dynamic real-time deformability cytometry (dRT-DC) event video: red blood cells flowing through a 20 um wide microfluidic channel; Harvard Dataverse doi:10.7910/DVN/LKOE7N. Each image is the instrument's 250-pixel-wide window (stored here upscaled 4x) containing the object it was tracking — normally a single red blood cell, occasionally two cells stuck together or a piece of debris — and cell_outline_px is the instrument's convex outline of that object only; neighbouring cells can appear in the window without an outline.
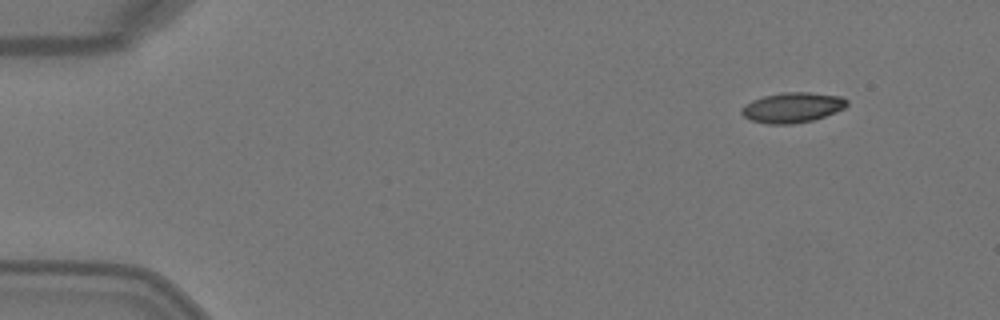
{"species": "Egyptian fruit bat (a non-hibernating species)", "species_latin": "Rousettus aegyptiacus", "temperature_condition": "warm", "stored_images_in_passage": 3, "camera_frame_rate_fps": 3000, "um_per_image_px": 0.085, "animal": {"sex": "female"}, "frame": {"image": 1, "passage_image": 1, "time_ms": 0.0, "image_size_px": [1000, 320], "cell_outline_px": [[848, 104], [844, 108], [824, 116], [812, 120], [792, 124], [768, 124], [748, 120], [740, 112], [740, 108], [752, 100], [764, 96], [784, 92], [808, 92], [840, 96], [848, 100]], "centroid_in_image_um": [67.32, 9.14], "position_along_channel_um": 17.7, "area_um2": 18.5}}
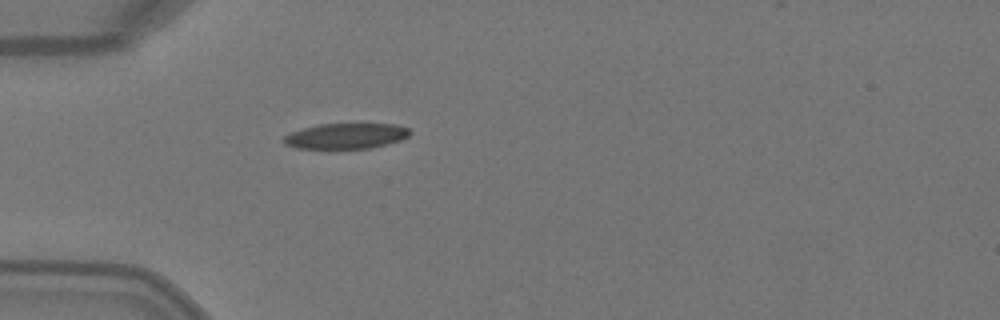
{"frame": {"image": 2, "passage_image": 3, "time_ms": 0.667, "image_size_px": [1000, 320], "cell_outline_px": [[412, 132], [408, 136], [400, 140], [388, 144], [368, 148], [296, 148], [284, 144], [284, 136], [292, 132], [304, 128], [320, 124], [396, 124], [408, 128]], "centroid_in_image_um": [29.44, 11.56], "position_along_channel_um": 55.6, "area_um2": 18.55}}